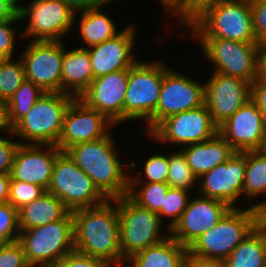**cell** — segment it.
I'll return each mask as SVG.
<instances>
[{"instance_id": "cell-1", "label": "cell", "mask_w": 266, "mask_h": 267, "mask_svg": "<svg viewBox=\"0 0 266 267\" xmlns=\"http://www.w3.org/2000/svg\"><path fill=\"white\" fill-rule=\"evenodd\" d=\"M71 213L75 251L103 262L124 260L120 249L117 198L107 199L95 207L76 209Z\"/></svg>"}, {"instance_id": "cell-2", "label": "cell", "mask_w": 266, "mask_h": 267, "mask_svg": "<svg viewBox=\"0 0 266 267\" xmlns=\"http://www.w3.org/2000/svg\"><path fill=\"white\" fill-rule=\"evenodd\" d=\"M110 135L75 144L65 152L107 199H115L128 195L129 177L124 172L125 165L119 160Z\"/></svg>"}, {"instance_id": "cell-3", "label": "cell", "mask_w": 266, "mask_h": 267, "mask_svg": "<svg viewBox=\"0 0 266 267\" xmlns=\"http://www.w3.org/2000/svg\"><path fill=\"white\" fill-rule=\"evenodd\" d=\"M266 218V200L248 209L232 208L206 233L199 236L188 250L203 258L225 260Z\"/></svg>"}, {"instance_id": "cell-4", "label": "cell", "mask_w": 266, "mask_h": 267, "mask_svg": "<svg viewBox=\"0 0 266 267\" xmlns=\"http://www.w3.org/2000/svg\"><path fill=\"white\" fill-rule=\"evenodd\" d=\"M189 28L198 38L257 42L250 0H224L209 8Z\"/></svg>"}, {"instance_id": "cell-5", "label": "cell", "mask_w": 266, "mask_h": 267, "mask_svg": "<svg viewBox=\"0 0 266 267\" xmlns=\"http://www.w3.org/2000/svg\"><path fill=\"white\" fill-rule=\"evenodd\" d=\"M19 243L31 267H54L74 251L71 211L62 219L44 226L20 230Z\"/></svg>"}, {"instance_id": "cell-6", "label": "cell", "mask_w": 266, "mask_h": 267, "mask_svg": "<svg viewBox=\"0 0 266 267\" xmlns=\"http://www.w3.org/2000/svg\"><path fill=\"white\" fill-rule=\"evenodd\" d=\"M74 99L62 92H46L13 128V135L35 145H55L59 140L65 112Z\"/></svg>"}, {"instance_id": "cell-7", "label": "cell", "mask_w": 266, "mask_h": 267, "mask_svg": "<svg viewBox=\"0 0 266 267\" xmlns=\"http://www.w3.org/2000/svg\"><path fill=\"white\" fill-rule=\"evenodd\" d=\"M168 70L161 62L139 60L128 69L124 121L145 118L148 133L153 130V113L159 101L163 76Z\"/></svg>"}, {"instance_id": "cell-8", "label": "cell", "mask_w": 266, "mask_h": 267, "mask_svg": "<svg viewBox=\"0 0 266 267\" xmlns=\"http://www.w3.org/2000/svg\"><path fill=\"white\" fill-rule=\"evenodd\" d=\"M120 221V249L124 261L149 246L165 240L168 235H160V216L140 207L128 195L117 198Z\"/></svg>"}, {"instance_id": "cell-9", "label": "cell", "mask_w": 266, "mask_h": 267, "mask_svg": "<svg viewBox=\"0 0 266 267\" xmlns=\"http://www.w3.org/2000/svg\"><path fill=\"white\" fill-rule=\"evenodd\" d=\"M47 192L57 196L70 211L95 207L107 200L66 152L55 159Z\"/></svg>"}, {"instance_id": "cell-10", "label": "cell", "mask_w": 266, "mask_h": 267, "mask_svg": "<svg viewBox=\"0 0 266 267\" xmlns=\"http://www.w3.org/2000/svg\"><path fill=\"white\" fill-rule=\"evenodd\" d=\"M204 56L215 71L252 84L258 78V42H238L220 38H199Z\"/></svg>"}, {"instance_id": "cell-11", "label": "cell", "mask_w": 266, "mask_h": 267, "mask_svg": "<svg viewBox=\"0 0 266 267\" xmlns=\"http://www.w3.org/2000/svg\"><path fill=\"white\" fill-rule=\"evenodd\" d=\"M20 21L29 24L21 37H34L33 41H62L75 23L76 11L63 0H33L28 6H19Z\"/></svg>"}, {"instance_id": "cell-12", "label": "cell", "mask_w": 266, "mask_h": 267, "mask_svg": "<svg viewBox=\"0 0 266 267\" xmlns=\"http://www.w3.org/2000/svg\"><path fill=\"white\" fill-rule=\"evenodd\" d=\"M218 127L214 124L206 104L168 116L150 133L157 141L190 145L214 137Z\"/></svg>"}, {"instance_id": "cell-13", "label": "cell", "mask_w": 266, "mask_h": 267, "mask_svg": "<svg viewBox=\"0 0 266 267\" xmlns=\"http://www.w3.org/2000/svg\"><path fill=\"white\" fill-rule=\"evenodd\" d=\"M21 56L26 79L44 92H62V41H31Z\"/></svg>"}, {"instance_id": "cell-14", "label": "cell", "mask_w": 266, "mask_h": 267, "mask_svg": "<svg viewBox=\"0 0 266 267\" xmlns=\"http://www.w3.org/2000/svg\"><path fill=\"white\" fill-rule=\"evenodd\" d=\"M171 69L163 76L159 101L153 113V129L168 116L205 104V84Z\"/></svg>"}, {"instance_id": "cell-15", "label": "cell", "mask_w": 266, "mask_h": 267, "mask_svg": "<svg viewBox=\"0 0 266 267\" xmlns=\"http://www.w3.org/2000/svg\"><path fill=\"white\" fill-rule=\"evenodd\" d=\"M112 124L102 113L74 98L65 112L56 147L65 152L75 144L99 140L109 133L106 129Z\"/></svg>"}, {"instance_id": "cell-16", "label": "cell", "mask_w": 266, "mask_h": 267, "mask_svg": "<svg viewBox=\"0 0 266 267\" xmlns=\"http://www.w3.org/2000/svg\"><path fill=\"white\" fill-rule=\"evenodd\" d=\"M251 99V84L243 79L213 73L205 83V104L219 128Z\"/></svg>"}, {"instance_id": "cell-17", "label": "cell", "mask_w": 266, "mask_h": 267, "mask_svg": "<svg viewBox=\"0 0 266 267\" xmlns=\"http://www.w3.org/2000/svg\"><path fill=\"white\" fill-rule=\"evenodd\" d=\"M232 208L218 199H191L181 218L170 228L171 236L189 247L199 236L213 228Z\"/></svg>"}, {"instance_id": "cell-18", "label": "cell", "mask_w": 266, "mask_h": 267, "mask_svg": "<svg viewBox=\"0 0 266 267\" xmlns=\"http://www.w3.org/2000/svg\"><path fill=\"white\" fill-rule=\"evenodd\" d=\"M218 133L236 152L266 149V125L252 99L223 123Z\"/></svg>"}, {"instance_id": "cell-19", "label": "cell", "mask_w": 266, "mask_h": 267, "mask_svg": "<svg viewBox=\"0 0 266 267\" xmlns=\"http://www.w3.org/2000/svg\"><path fill=\"white\" fill-rule=\"evenodd\" d=\"M127 85L128 69L109 73L94 78L79 99L102 113L111 123H122Z\"/></svg>"}, {"instance_id": "cell-20", "label": "cell", "mask_w": 266, "mask_h": 267, "mask_svg": "<svg viewBox=\"0 0 266 267\" xmlns=\"http://www.w3.org/2000/svg\"><path fill=\"white\" fill-rule=\"evenodd\" d=\"M245 151L235 152L226 162L203 174L200 192L203 197L218 199L236 208L245 180Z\"/></svg>"}, {"instance_id": "cell-21", "label": "cell", "mask_w": 266, "mask_h": 267, "mask_svg": "<svg viewBox=\"0 0 266 267\" xmlns=\"http://www.w3.org/2000/svg\"><path fill=\"white\" fill-rule=\"evenodd\" d=\"M60 153L55 145L20 144L10 173L11 180L36 184L47 191L55 159Z\"/></svg>"}, {"instance_id": "cell-22", "label": "cell", "mask_w": 266, "mask_h": 267, "mask_svg": "<svg viewBox=\"0 0 266 267\" xmlns=\"http://www.w3.org/2000/svg\"><path fill=\"white\" fill-rule=\"evenodd\" d=\"M134 33L132 26L127 27L114 38L87 48L94 78L130 69L138 61L132 53Z\"/></svg>"}, {"instance_id": "cell-23", "label": "cell", "mask_w": 266, "mask_h": 267, "mask_svg": "<svg viewBox=\"0 0 266 267\" xmlns=\"http://www.w3.org/2000/svg\"><path fill=\"white\" fill-rule=\"evenodd\" d=\"M182 151L198 179L217 165L226 162L236 152L219 133L207 141L184 146Z\"/></svg>"}, {"instance_id": "cell-24", "label": "cell", "mask_w": 266, "mask_h": 267, "mask_svg": "<svg viewBox=\"0 0 266 267\" xmlns=\"http://www.w3.org/2000/svg\"><path fill=\"white\" fill-rule=\"evenodd\" d=\"M62 93L79 98L94 79L88 49L66 51L62 60ZM71 89V93L69 91ZM74 92V93H73Z\"/></svg>"}, {"instance_id": "cell-25", "label": "cell", "mask_w": 266, "mask_h": 267, "mask_svg": "<svg viewBox=\"0 0 266 267\" xmlns=\"http://www.w3.org/2000/svg\"><path fill=\"white\" fill-rule=\"evenodd\" d=\"M70 210L54 194L47 191L18 210L20 230L44 226L62 220Z\"/></svg>"}, {"instance_id": "cell-26", "label": "cell", "mask_w": 266, "mask_h": 267, "mask_svg": "<svg viewBox=\"0 0 266 267\" xmlns=\"http://www.w3.org/2000/svg\"><path fill=\"white\" fill-rule=\"evenodd\" d=\"M188 247L180 245L170 234L158 244L132 255L131 267H184Z\"/></svg>"}, {"instance_id": "cell-27", "label": "cell", "mask_w": 266, "mask_h": 267, "mask_svg": "<svg viewBox=\"0 0 266 267\" xmlns=\"http://www.w3.org/2000/svg\"><path fill=\"white\" fill-rule=\"evenodd\" d=\"M266 261V218L224 260L225 267H263Z\"/></svg>"}, {"instance_id": "cell-28", "label": "cell", "mask_w": 266, "mask_h": 267, "mask_svg": "<svg viewBox=\"0 0 266 267\" xmlns=\"http://www.w3.org/2000/svg\"><path fill=\"white\" fill-rule=\"evenodd\" d=\"M101 7L80 11V34L87 48L101 44L114 38L119 32L116 31V24L108 15L100 11ZM115 24V25H114Z\"/></svg>"}, {"instance_id": "cell-29", "label": "cell", "mask_w": 266, "mask_h": 267, "mask_svg": "<svg viewBox=\"0 0 266 267\" xmlns=\"http://www.w3.org/2000/svg\"><path fill=\"white\" fill-rule=\"evenodd\" d=\"M245 163L242 194L255 197L266 192V149L245 151Z\"/></svg>"}, {"instance_id": "cell-30", "label": "cell", "mask_w": 266, "mask_h": 267, "mask_svg": "<svg viewBox=\"0 0 266 267\" xmlns=\"http://www.w3.org/2000/svg\"><path fill=\"white\" fill-rule=\"evenodd\" d=\"M39 86L25 79L7 102L8 122L13 128L30 111L32 106L45 94Z\"/></svg>"}, {"instance_id": "cell-31", "label": "cell", "mask_w": 266, "mask_h": 267, "mask_svg": "<svg viewBox=\"0 0 266 267\" xmlns=\"http://www.w3.org/2000/svg\"><path fill=\"white\" fill-rule=\"evenodd\" d=\"M141 184L140 191L136 192ZM168 189L167 183H129L128 196L140 207L158 214Z\"/></svg>"}, {"instance_id": "cell-32", "label": "cell", "mask_w": 266, "mask_h": 267, "mask_svg": "<svg viewBox=\"0 0 266 267\" xmlns=\"http://www.w3.org/2000/svg\"><path fill=\"white\" fill-rule=\"evenodd\" d=\"M19 60L0 59V99L5 102L10 100L26 79L23 62L21 58Z\"/></svg>"}, {"instance_id": "cell-33", "label": "cell", "mask_w": 266, "mask_h": 267, "mask_svg": "<svg viewBox=\"0 0 266 267\" xmlns=\"http://www.w3.org/2000/svg\"><path fill=\"white\" fill-rule=\"evenodd\" d=\"M221 1L224 0H171L165 8L190 27L209 8Z\"/></svg>"}, {"instance_id": "cell-34", "label": "cell", "mask_w": 266, "mask_h": 267, "mask_svg": "<svg viewBox=\"0 0 266 267\" xmlns=\"http://www.w3.org/2000/svg\"><path fill=\"white\" fill-rule=\"evenodd\" d=\"M167 184L170 188L189 190L198 179L187 163L182 150L169 155Z\"/></svg>"}, {"instance_id": "cell-35", "label": "cell", "mask_w": 266, "mask_h": 267, "mask_svg": "<svg viewBox=\"0 0 266 267\" xmlns=\"http://www.w3.org/2000/svg\"><path fill=\"white\" fill-rule=\"evenodd\" d=\"M186 189L170 188L168 189L161 211L158 213L160 219L162 216L172 217L171 222L168 225V230L174 226V224L181 218L183 212L189 204V194Z\"/></svg>"}, {"instance_id": "cell-36", "label": "cell", "mask_w": 266, "mask_h": 267, "mask_svg": "<svg viewBox=\"0 0 266 267\" xmlns=\"http://www.w3.org/2000/svg\"><path fill=\"white\" fill-rule=\"evenodd\" d=\"M45 192L46 190L39 185L11 180L8 202L19 210L24 205L40 198Z\"/></svg>"}, {"instance_id": "cell-37", "label": "cell", "mask_w": 266, "mask_h": 267, "mask_svg": "<svg viewBox=\"0 0 266 267\" xmlns=\"http://www.w3.org/2000/svg\"><path fill=\"white\" fill-rule=\"evenodd\" d=\"M168 167L169 156L153 155L147 159L144 166L145 181L142 177H129V183H167Z\"/></svg>"}, {"instance_id": "cell-38", "label": "cell", "mask_w": 266, "mask_h": 267, "mask_svg": "<svg viewBox=\"0 0 266 267\" xmlns=\"http://www.w3.org/2000/svg\"><path fill=\"white\" fill-rule=\"evenodd\" d=\"M19 233L18 210L9 202L0 204V240L3 243L17 241Z\"/></svg>"}, {"instance_id": "cell-39", "label": "cell", "mask_w": 266, "mask_h": 267, "mask_svg": "<svg viewBox=\"0 0 266 267\" xmlns=\"http://www.w3.org/2000/svg\"><path fill=\"white\" fill-rule=\"evenodd\" d=\"M0 267H31L18 240L0 246Z\"/></svg>"}, {"instance_id": "cell-40", "label": "cell", "mask_w": 266, "mask_h": 267, "mask_svg": "<svg viewBox=\"0 0 266 267\" xmlns=\"http://www.w3.org/2000/svg\"><path fill=\"white\" fill-rule=\"evenodd\" d=\"M20 20L19 14L5 22H0V59L12 58L14 53L15 32L12 23Z\"/></svg>"}, {"instance_id": "cell-41", "label": "cell", "mask_w": 266, "mask_h": 267, "mask_svg": "<svg viewBox=\"0 0 266 267\" xmlns=\"http://www.w3.org/2000/svg\"><path fill=\"white\" fill-rule=\"evenodd\" d=\"M253 29L258 43L266 41V0H250Z\"/></svg>"}, {"instance_id": "cell-42", "label": "cell", "mask_w": 266, "mask_h": 267, "mask_svg": "<svg viewBox=\"0 0 266 267\" xmlns=\"http://www.w3.org/2000/svg\"><path fill=\"white\" fill-rule=\"evenodd\" d=\"M20 144L26 142L11 141L0 137V174H10L16 151Z\"/></svg>"}, {"instance_id": "cell-43", "label": "cell", "mask_w": 266, "mask_h": 267, "mask_svg": "<svg viewBox=\"0 0 266 267\" xmlns=\"http://www.w3.org/2000/svg\"><path fill=\"white\" fill-rule=\"evenodd\" d=\"M102 260L77 251L66 254L54 267H99Z\"/></svg>"}, {"instance_id": "cell-44", "label": "cell", "mask_w": 266, "mask_h": 267, "mask_svg": "<svg viewBox=\"0 0 266 267\" xmlns=\"http://www.w3.org/2000/svg\"><path fill=\"white\" fill-rule=\"evenodd\" d=\"M251 99L257 104L266 125V80L257 78L251 84Z\"/></svg>"}, {"instance_id": "cell-45", "label": "cell", "mask_w": 266, "mask_h": 267, "mask_svg": "<svg viewBox=\"0 0 266 267\" xmlns=\"http://www.w3.org/2000/svg\"><path fill=\"white\" fill-rule=\"evenodd\" d=\"M184 267H225L220 259L203 258L192 254L189 250L185 257Z\"/></svg>"}, {"instance_id": "cell-46", "label": "cell", "mask_w": 266, "mask_h": 267, "mask_svg": "<svg viewBox=\"0 0 266 267\" xmlns=\"http://www.w3.org/2000/svg\"><path fill=\"white\" fill-rule=\"evenodd\" d=\"M19 0H0V22L11 20L18 15Z\"/></svg>"}, {"instance_id": "cell-47", "label": "cell", "mask_w": 266, "mask_h": 267, "mask_svg": "<svg viewBox=\"0 0 266 267\" xmlns=\"http://www.w3.org/2000/svg\"><path fill=\"white\" fill-rule=\"evenodd\" d=\"M70 5L76 12L83 11L91 8L104 7L106 4L113 0H63Z\"/></svg>"}, {"instance_id": "cell-48", "label": "cell", "mask_w": 266, "mask_h": 267, "mask_svg": "<svg viewBox=\"0 0 266 267\" xmlns=\"http://www.w3.org/2000/svg\"><path fill=\"white\" fill-rule=\"evenodd\" d=\"M258 78L262 80H266V41L259 43Z\"/></svg>"}, {"instance_id": "cell-49", "label": "cell", "mask_w": 266, "mask_h": 267, "mask_svg": "<svg viewBox=\"0 0 266 267\" xmlns=\"http://www.w3.org/2000/svg\"><path fill=\"white\" fill-rule=\"evenodd\" d=\"M10 181V174H0V204L8 202Z\"/></svg>"}, {"instance_id": "cell-50", "label": "cell", "mask_w": 266, "mask_h": 267, "mask_svg": "<svg viewBox=\"0 0 266 267\" xmlns=\"http://www.w3.org/2000/svg\"><path fill=\"white\" fill-rule=\"evenodd\" d=\"M5 129L7 132L12 133V128L8 122L7 102L0 99V130Z\"/></svg>"}, {"instance_id": "cell-51", "label": "cell", "mask_w": 266, "mask_h": 267, "mask_svg": "<svg viewBox=\"0 0 266 267\" xmlns=\"http://www.w3.org/2000/svg\"><path fill=\"white\" fill-rule=\"evenodd\" d=\"M124 263V261H118V262H103L99 267H110L113 265L117 266V267H122V264Z\"/></svg>"}, {"instance_id": "cell-52", "label": "cell", "mask_w": 266, "mask_h": 267, "mask_svg": "<svg viewBox=\"0 0 266 267\" xmlns=\"http://www.w3.org/2000/svg\"><path fill=\"white\" fill-rule=\"evenodd\" d=\"M160 1H162V4L165 7L171 0H160Z\"/></svg>"}]
</instances>
